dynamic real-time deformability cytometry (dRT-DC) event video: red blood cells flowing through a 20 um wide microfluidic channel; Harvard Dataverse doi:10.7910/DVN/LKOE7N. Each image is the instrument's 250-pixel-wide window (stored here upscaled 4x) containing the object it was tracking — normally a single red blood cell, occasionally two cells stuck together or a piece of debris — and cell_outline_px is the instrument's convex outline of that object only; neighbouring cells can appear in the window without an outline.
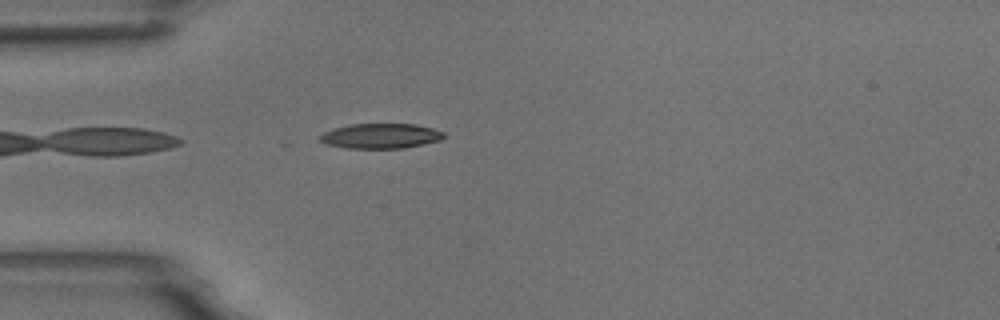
{"species": "common noctule bat (a hibernating species)", "species_latin": "Nyctalus noctula", "temperature_condition": "room temperature", "stored_images_in_passage": 2, "camera_frame_rate_fps": 3000, "um_per_image_px": 0.085, "animal": {"sex": "male", "body_mass_g": 18.8}, "frame": {"image": 1, "passage_image": 2, "time_ms": 1.333, "image_size_px": [1000, 320], "cell_outline_px": [[444, 136], [440, 140], [424, 144], [404, 148], [348, 148], [328, 144], [316, 140], [316, 136], [324, 132], [348, 124], [416, 124], [432, 128], [444, 132]], "centroid_in_image_um": [32.32, 11.55], "position_along_channel_um": 52.7, "area_um2": 18.09}}